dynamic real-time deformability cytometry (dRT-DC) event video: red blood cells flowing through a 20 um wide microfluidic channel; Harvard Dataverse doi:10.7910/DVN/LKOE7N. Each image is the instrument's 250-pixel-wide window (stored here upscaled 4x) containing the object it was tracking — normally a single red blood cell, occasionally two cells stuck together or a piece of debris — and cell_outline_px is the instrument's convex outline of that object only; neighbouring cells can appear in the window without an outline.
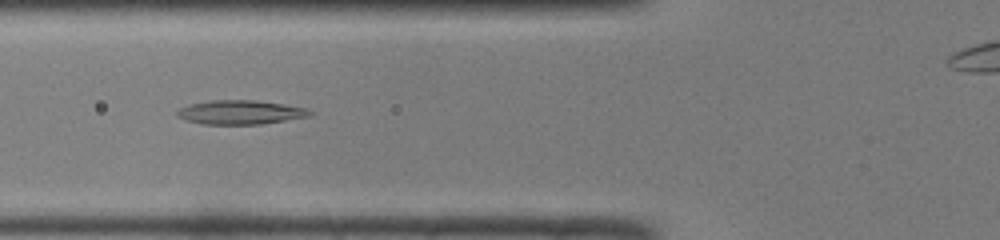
{"species": "common noctule bat (a hibernating species)", "species_latin": "Nyctalus noctula", "temperature_condition": "room temperature", "stored_images_in_passage": 36, "camera_frame_rate_fps": 3000, "um_per_image_px": 0.085, "animal": {"sex": "male", "body_mass_g": 19.0, "forearm_length_mm": 50.8}, "frame": {"image": 1, "passage_image": 10, "time_ms": 3.0, "image_size_px": [1000, 240], "cell_outline_px": [[312, 116], [260, 124], [200, 124], [184, 120], [176, 116], [176, 112], [180, 108], [188, 104], [208, 100], [256, 100], [284, 104], [308, 108], [312, 112]], "centroid_in_image_um": [20.41, 9.54], "position_along_channel_um": 105.4, "area_um2": 18.84}}
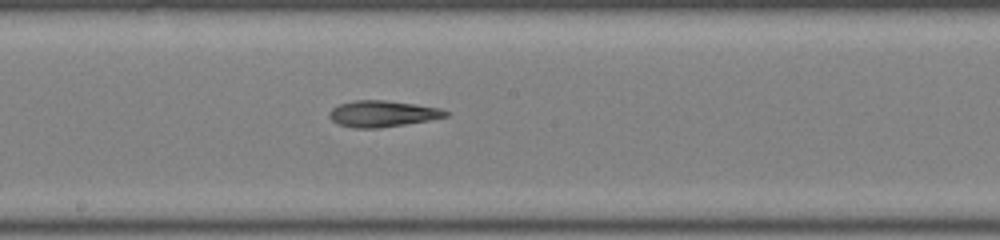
{"frame": {"image": 2, "passage_image": 18, "time_ms": 5.667, "image_size_px": [1000, 240], "cell_outline_px": [[448, 116], [428, 120], [380, 128], [352, 128], [340, 124], [332, 120], [328, 116], [328, 112], [332, 108], [340, 104], [356, 100], [384, 100], [440, 108], [448, 112]], "centroid_in_image_um": [32.47, 9.67], "position_along_channel_um": 215.7, "area_um2": 17.57}}
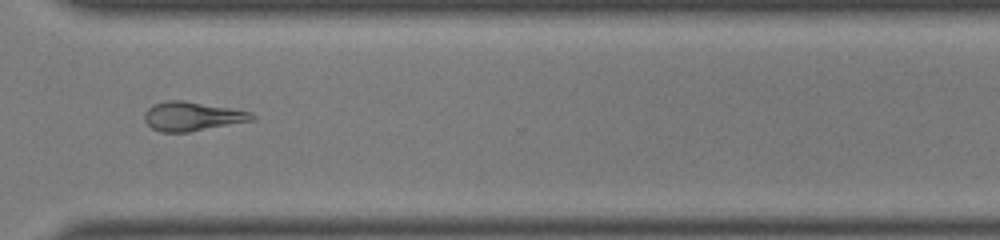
{"frame": {"image": 3, "passage_image": 28, "time_ms": 9.0, "image_size_px": [1000, 240], "cell_outline_px": [[256, 116], [252, 120], [188, 132], [160, 132], [152, 128], [144, 120], [144, 112], [152, 104], [168, 100], [184, 100], [252, 112]], "centroid_in_image_um": [16.29, 9.88], "position_along_channel_um": 354.3, "area_um2": 18.09}, "authors_computed_cell_mechanics": {"area_um2": 18.2648, "velocity_mm_per_s": 4.1374, "shape_relaxation_time_tau1_ms": null, "shape_relaxation_time_tau2_ms": 6.4141, "deformation_change_tau1": null, "deformation_change_tau2": 0.1844}}